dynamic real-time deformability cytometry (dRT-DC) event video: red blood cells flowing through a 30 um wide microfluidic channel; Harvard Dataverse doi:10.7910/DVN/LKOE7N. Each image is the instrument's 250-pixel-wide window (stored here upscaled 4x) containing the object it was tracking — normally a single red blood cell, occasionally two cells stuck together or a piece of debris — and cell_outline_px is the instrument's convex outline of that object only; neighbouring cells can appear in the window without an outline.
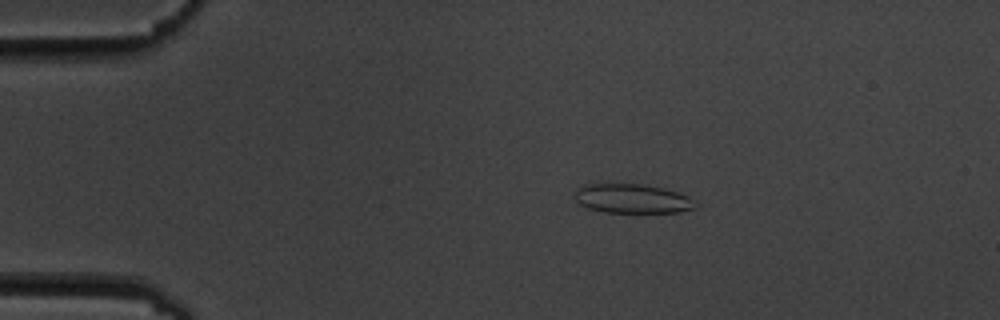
{"species": "common noctule bat (a hibernating species)", "species_latin": "Nyctalus noctula", "temperature_condition": "cold", "stored_images_in_passage": 5, "camera_frame_rate_fps": 3000, "um_per_image_px": 0.085, "animal": {"sex": "male", "body_mass_g": 19.5, "forearm_length_mm": 54.6}, "frame": {"image": 1, "passage_image": 3, "time_ms": 2.667, "image_size_px": [1000, 320], "cell_outline_px": [[696, 208], [680, 212], [604, 212], [588, 208], [580, 204], [576, 200], [576, 188], [584, 184], [644, 184], [664, 188], [688, 196], [696, 204]], "centroid_in_image_um": [53.74, 16.88], "position_along_channel_um": 31.3, "area_um2": 20.46}}